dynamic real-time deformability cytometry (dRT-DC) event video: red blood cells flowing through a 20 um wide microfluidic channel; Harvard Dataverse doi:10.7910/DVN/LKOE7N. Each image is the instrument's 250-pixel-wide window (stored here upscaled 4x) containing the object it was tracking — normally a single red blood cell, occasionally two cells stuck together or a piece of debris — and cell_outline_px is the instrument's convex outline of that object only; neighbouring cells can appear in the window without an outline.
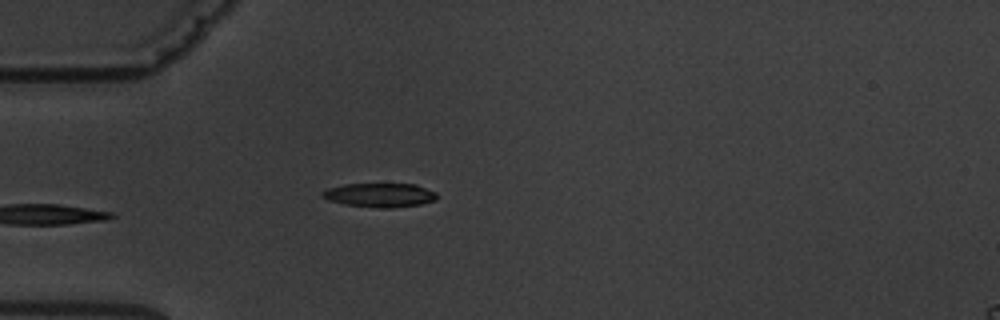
{"species": "common noctule bat (a hibernating species)", "species_latin": "Nyctalus noctula", "temperature_condition": "warm", "stored_images_in_passage": 6, "camera_frame_rate_fps": 3000, "um_per_image_px": 0.085, "animal": {"sex": "male", "body_mass_g": 19.5, "forearm_length_mm": 54.6}, "frame": {"image": 1, "passage_image": 5, "time_ms": 5.667, "image_size_px": [1000, 320], "cell_outline_px": [[436, 200], [420, 204], [392, 208], [380, 208], [344, 204], [328, 200], [320, 196], [320, 192], [328, 188], [344, 184], [416, 184], [436, 192]], "centroid_in_image_um": [32.25, 16.58], "position_along_channel_um": 52.7, "area_um2": 16.07}}